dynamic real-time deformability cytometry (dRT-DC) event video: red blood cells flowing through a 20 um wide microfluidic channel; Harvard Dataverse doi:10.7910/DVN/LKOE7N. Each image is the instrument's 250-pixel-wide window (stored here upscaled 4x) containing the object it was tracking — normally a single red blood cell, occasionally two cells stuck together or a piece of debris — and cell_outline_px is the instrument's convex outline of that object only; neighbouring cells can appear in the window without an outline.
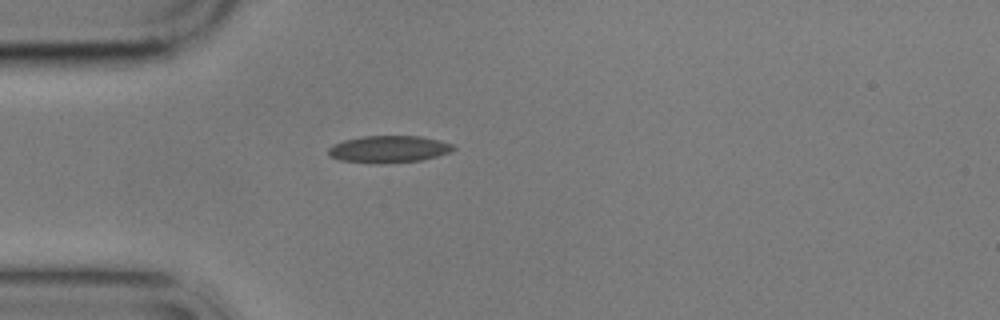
{"species": "common noctule bat (a hibernating species)", "species_latin": "Nyctalus noctula", "temperature_condition": "cold", "stored_images_in_passage": 1, "camera_frame_rate_fps": 3000, "um_per_image_px": 0.085, "animal": {"sex": "male", "body_mass_g": 17.9}, "frame": {"image": 1, "passage_image": 1, "time_ms": 0.0, "image_size_px": [1000, 320], "cell_outline_px": [[456, 148], [452, 152], [420, 160], [380, 164], [376, 164], [340, 160], [328, 156], [328, 148], [332, 144], [344, 140], [360, 136], [420, 136], [440, 140], [452, 144]], "centroid_in_image_um": [33.02, 12.68], "position_along_channel_um": 52.0, "area_um2": 19.88}}